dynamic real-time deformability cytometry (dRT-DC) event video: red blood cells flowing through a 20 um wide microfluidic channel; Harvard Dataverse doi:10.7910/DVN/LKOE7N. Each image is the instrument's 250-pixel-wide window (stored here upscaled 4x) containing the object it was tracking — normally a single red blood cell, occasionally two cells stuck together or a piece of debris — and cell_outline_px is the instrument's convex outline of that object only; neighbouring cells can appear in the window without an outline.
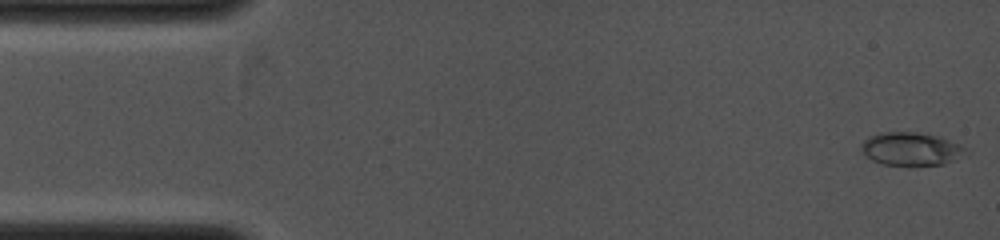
{"species": "common noctule bat (a hibernating species)", "species_latin": "Nyctalus noctula", "temperature_condition": "cold", "stored_images_in_passage": 30, "camera_frame_rate_fps": 4000, "um_per_image_px": 0.085, "animal": {"sex": "female", "body_mass_g": 19.0, "forearm_length_mm": 53.3}, "frame": {"image": 1, "passage_image": 1, "time_ms": 0.0, "image_size_px": [1000, 240], "cell_outline_px": [[972, 152], [944, 164], [908, 168], [880, 164], [872, 160], [860, 148], [860, 144], [868, 136], [880, 132], [916, 132], [936, 136], [948, 140]], "centroid_in_image_um": [77.41, 12.7], "position_along_channel_um": 7.6, "area_um2": 20.75}}
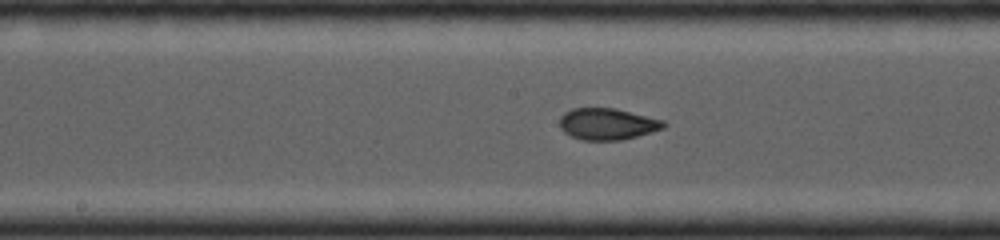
{"frame": {"image": 2, "passage_image": 20, "time_ms": 5.75, "image_size_px": [1000, 240], "cell_outline_px": [[668, 124], [664, 128], [652, 132], [620, 140], [584, 140], [572, 136], [564, 132], [560, 128], [560, 116], [564, 112], [572, 108], [616, 108], [664, 120]], "centroid_in_image_um": [51.64, 10.53], "position_along_channel_um": 196.6, "area_um2": 19.19}}
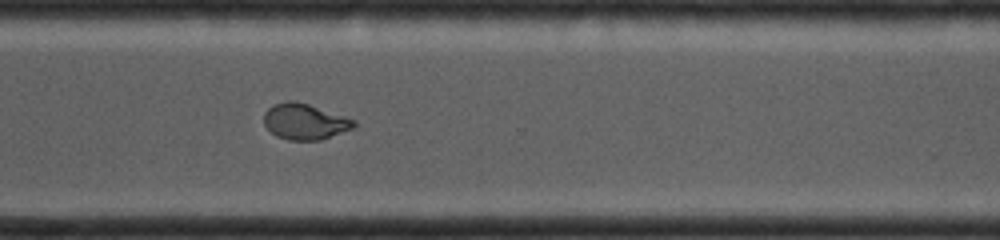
{"frame": {"image": 3, "passage_image": 30, "time_ms": 8.5, "image_size_px": [1000, 240], "cell_outline_px": [[356, 124], [352, 128], [320, 140], [288, 140], [276, 136], [264, 124], [264, 112], [268, 108], [276, 104], [288, 100], [292, 100], [308, 104], [356, 120]], "centroid_in_image_um": [25.89, 10.33], "position_along_channel_um": 344.7, "area_um2": 18.55}}